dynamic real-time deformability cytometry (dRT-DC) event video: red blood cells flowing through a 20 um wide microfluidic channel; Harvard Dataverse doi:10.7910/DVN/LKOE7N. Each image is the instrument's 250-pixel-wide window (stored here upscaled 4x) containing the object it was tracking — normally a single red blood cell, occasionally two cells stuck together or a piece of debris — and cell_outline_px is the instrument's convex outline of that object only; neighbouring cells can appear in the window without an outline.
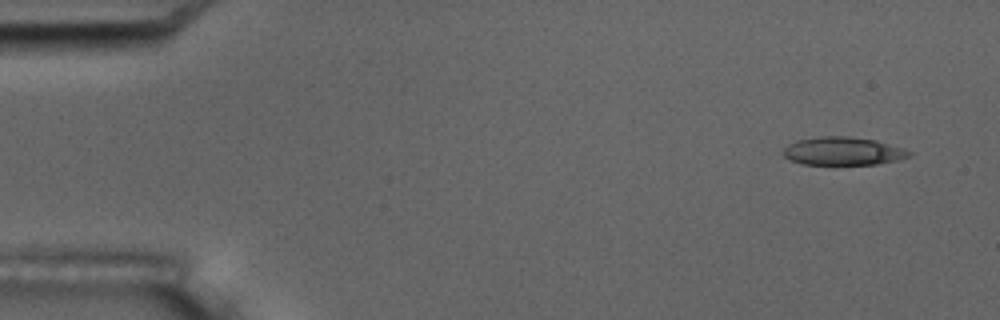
{"species": "common noctule bat (a hibernating species)", "species_latin": "Nyctalus noctula", "temperature_condition": "room temperature", "stored_images_in_passage": 7, "camera_frame_rate_fps": 3000, "um_per_image_px": 0.085, "animal": {"sex": "male", "body_mass_g": 17.5, "forearm_length_mm": 52.3}, "frame": {"image": 1, "passage_image": 2, "time_ms": 1.0, "image_size_px": [1000, 320], "cell_outline_px": [[912, 156], [900, 160], [876, 164], [800, 164], [784, 156], [784, 148], [788, 144], [796, 140], [820, 136], [848, 136], [876, 140], [912, 152]], "centroid_in_image_um": [71.66, 12.84], "position_along_channel_um": 13.3, "area_um2": 20.58}}
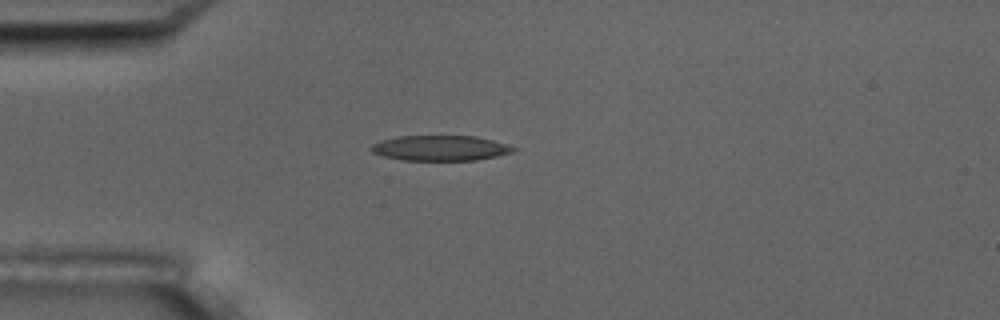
{"frame": {"image": 2, "passage_image": 5, "time_ms": 4.667, "image_size_px": [1000, 320], "cell_outline_px": [[520, 148], [512, 152], [496, 156], [476, 160], [400, 160], [384, 156], [372, 152], [368, 148], [372, 144], [380, 140], [396, 136], [476, 136], [492, 140]], "centroid_in_image_um": [37.4, 12.58], "position_along_channel_um": 47.6, "area_um2": 21.04}}